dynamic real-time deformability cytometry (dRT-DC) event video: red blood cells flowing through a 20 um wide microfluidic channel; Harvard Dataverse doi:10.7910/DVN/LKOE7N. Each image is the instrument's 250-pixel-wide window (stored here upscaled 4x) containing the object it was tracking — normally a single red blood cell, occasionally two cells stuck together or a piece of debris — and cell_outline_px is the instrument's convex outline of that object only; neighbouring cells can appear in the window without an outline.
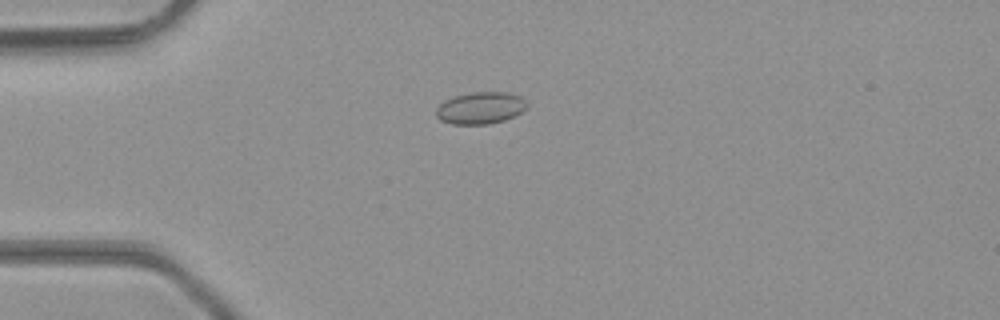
{"species": "common noctule bat (a hibernating species)", "species_latin": "Nyctalus noctula", "temperature_condition": "room temperature", "stored_images_in_passage": 30, "camera_frame_rate_fps": 3000, "um_per_image_px": 0.085, "animal": {"sex": "male", "body_mass_g": 23.1, "forearm_length_mm": 52.7}, "frame": {"image": 1, "passage_image": 1, "time_ms": 0.0, "image_size_px": [1000, 320], "cell_outline_px": [[528, 104], [520, 112], [504, 120], [488, 124], [452, 124], [440, 120], [436, 116], [436, 108], [444, 100], [456, 96], [472, 92], [504, 92], [520, 96]], "centroid_in_image_um": [40.8, 9.18], "position_along_channel_um": 44.2, "area_um2": 16.7}}
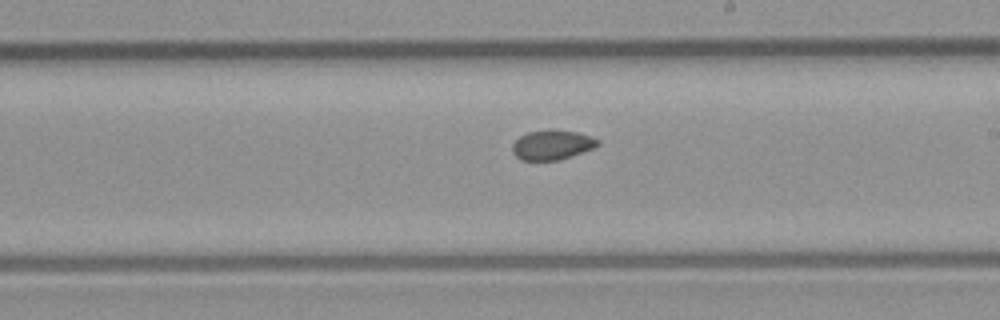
{"frame": {"image": 2, "passage_image": 16, "time_ms": 5.0, "image_size_px": [1000, 320], "cell_outline_px": [[600, 144], [592, 148], [556, 160], [520, 160], [512, 152], [512, 144], [520, 136], [528, 132], [552, 128], [576, 132], [600, 140]], "centroid_in_image_um": [46.88, 12.29], "position_along_channel_um": 242.1, "area_um2": 14.62}}
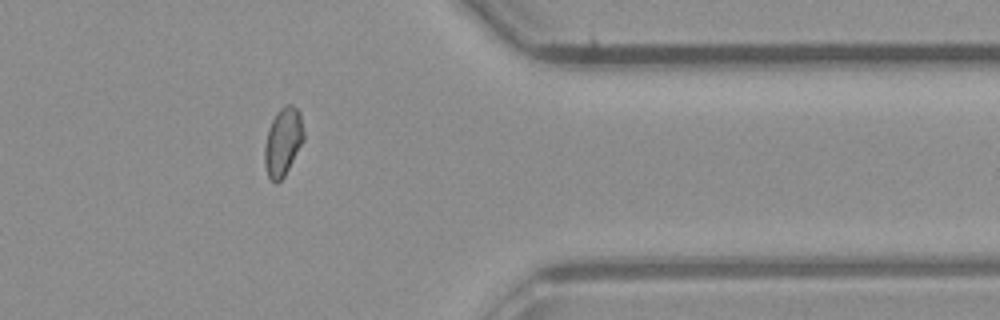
{"frame": {"image": 3, "passage_image": 27, "time_ms": 8.667, "image_size_px": [1000, 320], "cell_outline_px": [[304, 140], [284, 176], [276, 184], [268, 176], [264, 164], [264, 148], [268, 128], [276, 112], [284, 104], [292, 104], [300, 112], [304, 132]], "centroid_in_image_um": [24.05, 12.02], "position_along_channel_um": 387.4, "area_um2": 15.61}, "authors_computed_cell_mechanics": {"area_um2": 15.2592, "velocity_mm_per_s": 4.398, "shape_relaxation_time_tau1_ms": null, "shape_relaxation_time_tau2_ms": 1.6138, "deformation_change_tau1": null, "deformation_change_tau2": 0.0451}}